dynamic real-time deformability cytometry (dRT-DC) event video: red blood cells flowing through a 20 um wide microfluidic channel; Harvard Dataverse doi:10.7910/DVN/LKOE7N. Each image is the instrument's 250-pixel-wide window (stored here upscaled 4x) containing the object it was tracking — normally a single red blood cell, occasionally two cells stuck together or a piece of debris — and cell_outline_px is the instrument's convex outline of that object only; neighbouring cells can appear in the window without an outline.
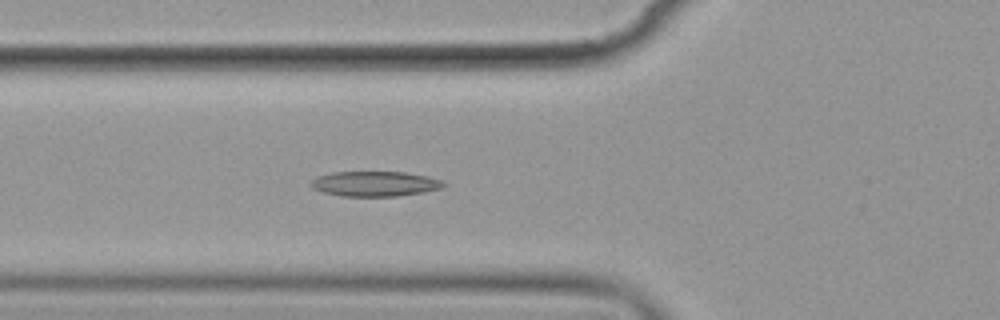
{"species": "common noctule bat (a hibernating species)", "species_latin": "Nyctalus noctula", "temperature_condition": "cold", "stored_images_in_passage": 7, "camera_frame_rate_fps": 3000, "um_per_image_px": 0.085, "animal": {"sex": "female", "body_mass_g": 19.9}, "frame": {"image": 1, "passage_image": 7, "time_ms": 6.667, "image_size_px": [1000, 320], "cell_outline_px": [[448, 184], [440, 188], [424, 192], [396, 196], [340, 196], [324, 192], [312, 188], [308, 184], [316, 176], [332, 172], [404, 172], [428, 176], [440, 180]], "centroid_in_image_um": [31.84, 15.62], "position_along_channel_um": 94.0, "area_um2": 19.42}}